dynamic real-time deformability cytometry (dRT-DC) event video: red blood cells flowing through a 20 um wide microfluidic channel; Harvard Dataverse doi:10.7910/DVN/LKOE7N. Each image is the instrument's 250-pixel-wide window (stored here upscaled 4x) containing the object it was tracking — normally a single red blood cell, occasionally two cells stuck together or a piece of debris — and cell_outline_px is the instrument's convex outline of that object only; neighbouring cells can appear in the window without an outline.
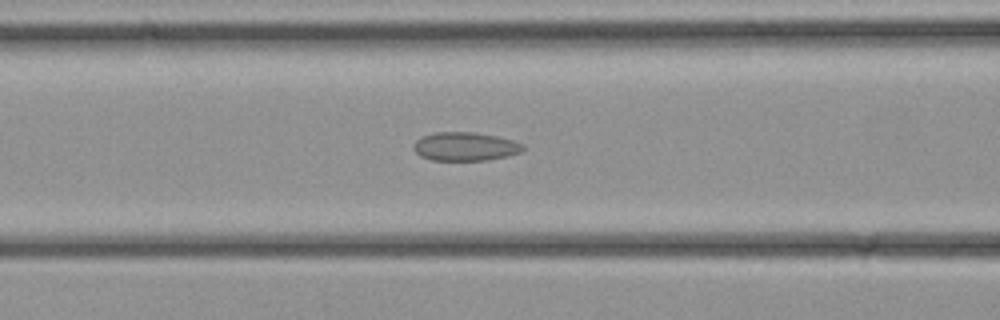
{"species": "common noctule bat (a hibernating species)", "species_latin": "Nyctalus noctula", "temperature_condition": "cold", "stored_images_in_passage": 30, "camera_frame_rate_fps": 3000, "um_per_image_px": 0.085, "animal": {"sex": "female", "body_mass_g": 21.9}, "frame": {"image": 1, "passage_image": 13, "time_ms": 4.0, "image_size_px": [1000, 320], "cell_outline_px": [[524, 148], [520, 152], [508, 156], [488, 160], [432, 160], [420, 156], [412, 148], [412, 144], [420, 136], [436, 132], [472, 132], [496, 136], [512, 140], [524, 144]], "centroid_in_image_um": [39.5, 12.45], "position_along_channel_um": 127.1, "area_um2": 18.32}}
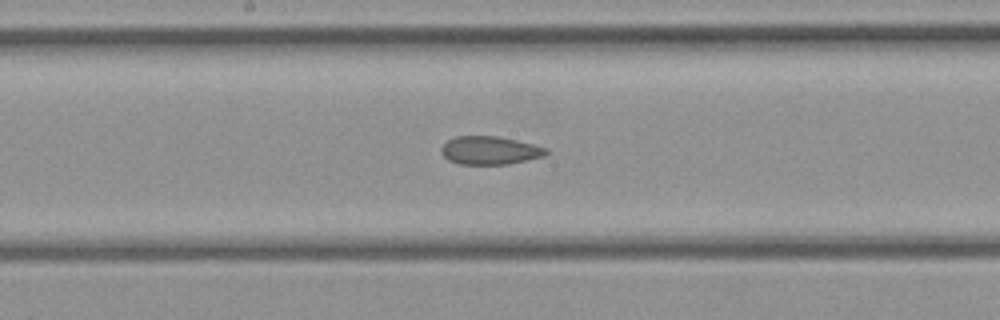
{"frame": {"image": 2, "passage_image": 17, "time_ms": 5.333, "image_size_px": [1000, 320], "cell_outline_px": [[548, 152], [544, 156], [508, 164], [460, 164], [448, 160], [440, 152], [440, 148], [448, 140], [456, 136], [496, 136], [516, 140], [548, 148]], "centroid_in_image_um": [41.62, 12.78], "position_along_channel_um": 206.6, "area_um2": 17.17}}
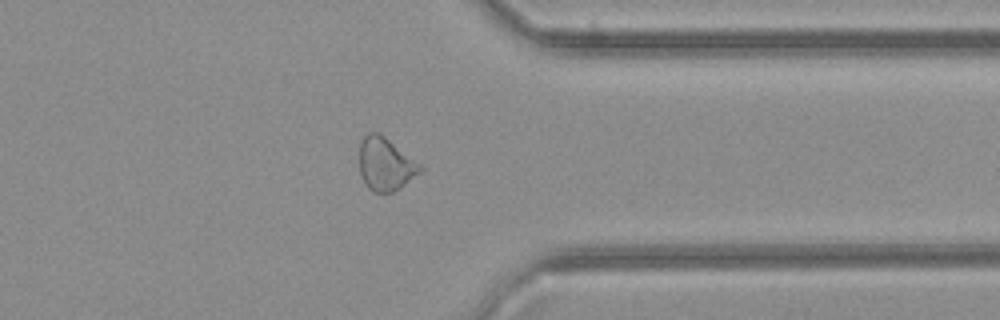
{"frame": {"image": 3, "passage_image": 26, "time_ms": 8.333, "image_size_px": [1000, 320], "cell_outline_px": [[424, 168], [420, 172], [400, 188], [392, 192], [372, 192], [368, 188], [360, 176], [360, 140], [368, 132], [380, 132], [420, 164]], "centroid_in_image_um": [32.74, 13.94], "position_along_channel_um": 378.7, "area_um2": 18.79}}